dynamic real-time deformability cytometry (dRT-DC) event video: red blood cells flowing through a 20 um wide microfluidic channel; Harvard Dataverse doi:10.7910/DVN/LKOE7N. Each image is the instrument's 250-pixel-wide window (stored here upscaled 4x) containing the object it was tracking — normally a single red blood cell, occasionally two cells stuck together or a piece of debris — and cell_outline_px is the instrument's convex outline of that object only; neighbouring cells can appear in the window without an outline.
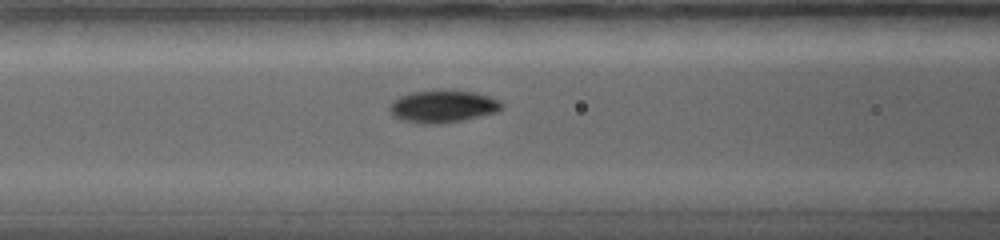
{"species": "common noctule bat (a hibernating species)", "species_latin": "Nyctalus noctula", "temperature_condition": "warm", "stored_images_in_passage": 22, "camera_frame_rate_fps": 5000, "um_per_image_px": 0.085, "animal": {"sex": "female", "body_mass_g": 19.0, "forearm_length_mm": 56.7}, "frame": {"image": 1, "passage_image": 7, "time_ms": 5.2, "image_size_px": [1000, 240], "cell_outline_px": [[504, 108], [496, 112], [460, 120], [440, 124], [416, 124], [392, 116], [388, 108], [392, 100], [400, 96], [412, 92], [476, 92], [500, 100], [504, 104]], "centroid_in_image_um": [37.62, 9.08], "position_along_channel_um": 129.0, "area_um2": 20.75}}
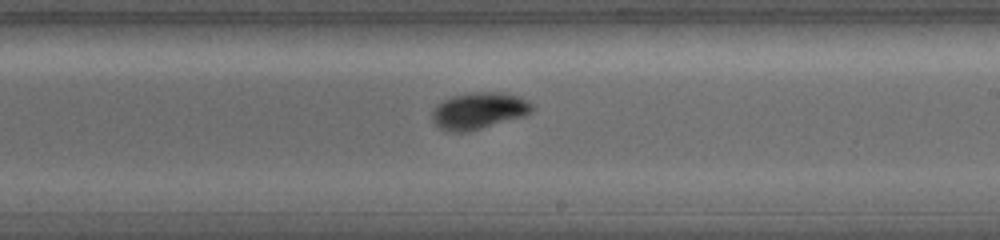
{"frame": {"image": 2, "passage_image": 11, "time_ms": 8.6, "image_size_px": [1000, 240], "cell_outline_px": [[532, 112], [524, 116], [468, 132], [448, 132], [440, 128], [432, 120], [432, 108], [436, 104], [452, 96], [468, 92], [504, 92], [520, 96], [528, 100], [532, 104]], "centroid_in_image_um": [40.69, 9.4], "position_along_channel_um": 248.3, "area_um2": 21.62}}
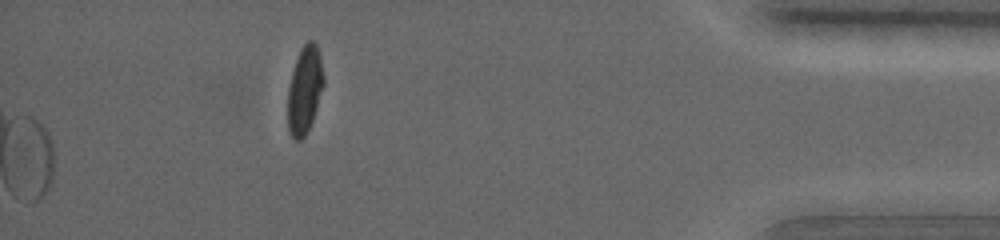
{"frame": {"image": 3, "passage_image": 18, "time_ms": 14.8, "image_size_px": [1000, 240], "cell_outline_px": [[324, 84], [312, 120], [304, 136], [300, 140], [296, 140], [288, 132], [288, 88], [292, 72], [300, 48], [308, 40], [312, 40], [316, 44], [320, 52], [324, 76]], "centroid_in_image_um": [25.9, 7.59], "position_along_channel_um": 409.3, "area_um2": 18.21}, "authors_computed_cell_mechanics": {"area_um2": 19.363, "velocity_mm_per_s": 3.5227, "shape_relaxation_time_tau1_ms": 4.3195, "shape_relaxation_time_tau2_ms": null, "deformation_change_tau1": 0.1938, "deformation_change_tau2": null}}